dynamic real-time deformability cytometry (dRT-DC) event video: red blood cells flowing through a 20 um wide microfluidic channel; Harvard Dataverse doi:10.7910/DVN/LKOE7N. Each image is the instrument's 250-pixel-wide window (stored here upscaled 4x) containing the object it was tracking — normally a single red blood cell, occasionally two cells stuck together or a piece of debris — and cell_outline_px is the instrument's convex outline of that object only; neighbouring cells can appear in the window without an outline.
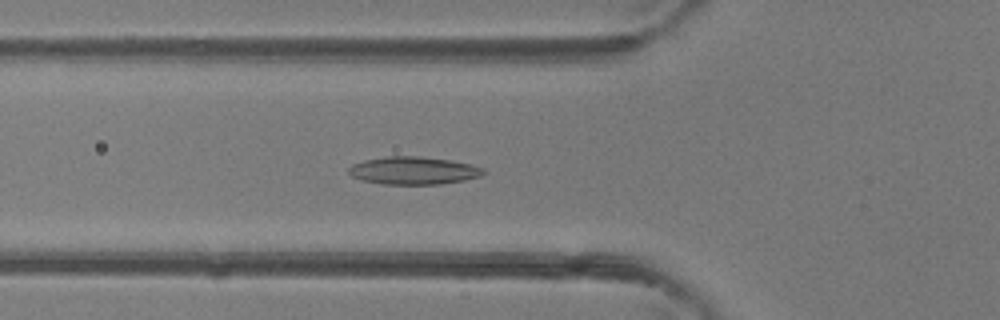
{"species": "common noctule bat (a hibernating species)", "species_latin": "Nyctalus noctula", "temperature_condition": "room temperature", "stored_images_in_passage": 37, "camera_frame_rate_fps": 3000, "um_per_image_px": 0.085, "animal": {"sex": "female"}, "frame": {"image": 1, "passage_image": 7, "time_ms": 2.0, "image_size_px": [1000, 320], "cell_outline_px": [[484, 172], [480, 176], [464, 180], [440, 184], [380, 184], [360, 180], [352, 176], [348, 172], [348, 168], [352, 164], [364, 160], [388, 156], [420, 156], [448, 160], [472, 164], [484, 168]], "centroid_in_image_um": [35.11, 14.5], "position_along_channel_um": 90.7, "area_um2": 21.79}}
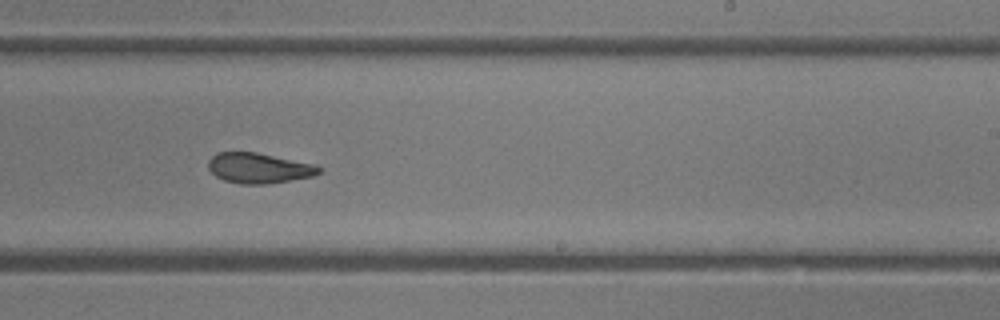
{"frame": {"image": 2, "passage_image": 19, "time_ms": 6.0, "image_size_px": [1000, 320], "cell_outline_px": [[324, 168], [320, 172], [312, 176], [268, 184], [240, 184], [224, 180], [216, 176], [208, 168], [208, 160], [216, 152], [256, 152], [316, 164]], "centroid_in_image_um": [22.01, 14.28], "position_along_channel_um": 267.0, "area_um2": 19.65}}
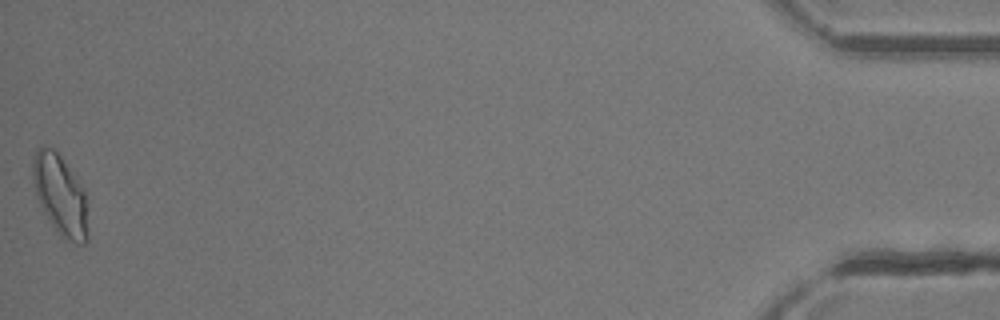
{"frame": {"image": 3, "passage_image": 37, "time_ms": 12.0, "image_size_px": [1000, 320], "cell_outline_px": [[88, 240], [84, 244], [76, 244], [60, 236], [56, 232], [48, 220], [36, 196], [32, 176], [32, 160], [36, 148], [44, 144], [52, 148], [60, 156], [84, 188], [88, 208]], "centroid_in_image_um": [5.13, 16.6], "position_along_channel_um": 430.1, "area_um2": 26.41}, "authors_computed_cell_mechanics": {"area_um2": 20.6346, "velocity_mm_per_s": 4.3984, "shape_relaxation_time_tau1_ms": 4.6069, "shape_relaxation_time_tau2_ms": 3.352, "deformation_change_tau1": 0.1481, "deformation_change_tau2": 0.1058}}